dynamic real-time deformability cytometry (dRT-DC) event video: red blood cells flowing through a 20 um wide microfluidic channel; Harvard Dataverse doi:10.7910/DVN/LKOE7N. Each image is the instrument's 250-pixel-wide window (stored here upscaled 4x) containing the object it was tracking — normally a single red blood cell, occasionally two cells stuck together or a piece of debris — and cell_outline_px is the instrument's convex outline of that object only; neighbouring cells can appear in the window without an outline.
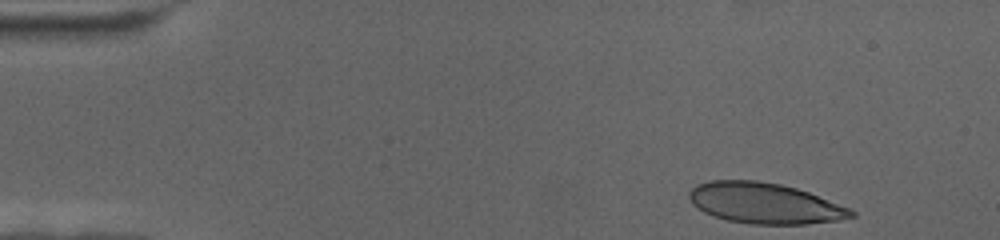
{"species": "human", "species_latin": "Homo sapiens", "temperature_condition": "cold", "stored_images_in_passage": 12, "camera_frame_rate_fps": 3000, "um_per_image_px": 0.085, "donor": {"sex": "female"}, "frame": {"image": 1, "passage_image": 1, "time_ms": 0.0, "image_size_px": [1000, 240], "cell_outline_px": [[856, 216], [840, 220], [808, 224], [752, 224], [728, 220], [712, 216], [704, 212], [692, 204], [688, 196], [688, 192], [696, 184], [712, 180], [756, 180], [780, 184], [796, 188], [808, 192], [848, 208], [856, 212]], "centroid_in_image_um": [64.97, 17.28], "position_along_channel_um": 20.0, "area_um2": 38.44}}